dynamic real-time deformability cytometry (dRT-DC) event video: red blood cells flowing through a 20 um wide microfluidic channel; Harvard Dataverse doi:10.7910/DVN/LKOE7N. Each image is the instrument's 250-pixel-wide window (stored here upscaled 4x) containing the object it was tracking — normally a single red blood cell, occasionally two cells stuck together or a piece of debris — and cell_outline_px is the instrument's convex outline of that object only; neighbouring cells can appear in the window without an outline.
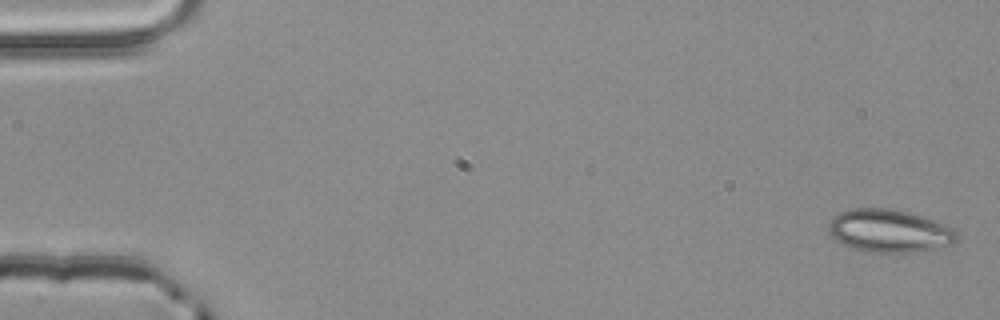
{"species": "common noctule bat (a hibernating species)", "species_latin": "Nyctalus noctula", "temperature_condition": "room temperature", "stored_images_in_passage": 3, "camera_frame_rate_fps": 3000, "um_per_image_px": 0.085, "animal": {"sex": "male", "body_mass_g": 20.4}, "frame": {"image": 1, "passage_image": 1, "time_ms": 0.0, "image_size_px": [1000, 320], "cell_outline_px": [[956, 240], [952, 244], [912, 252], [872, 252], [856, 248], [844, 244], [836, 240], [828, 232], [828, 228], [832, 216], [848, 208], [888, 208], [908, 212], [924, 216], [944, 224], [952, 228], [956, 232]], "centroid_in_image_um": [75.56, 19.6], "position_along_channel_um": 9.4, "area_um2": 31.73}}